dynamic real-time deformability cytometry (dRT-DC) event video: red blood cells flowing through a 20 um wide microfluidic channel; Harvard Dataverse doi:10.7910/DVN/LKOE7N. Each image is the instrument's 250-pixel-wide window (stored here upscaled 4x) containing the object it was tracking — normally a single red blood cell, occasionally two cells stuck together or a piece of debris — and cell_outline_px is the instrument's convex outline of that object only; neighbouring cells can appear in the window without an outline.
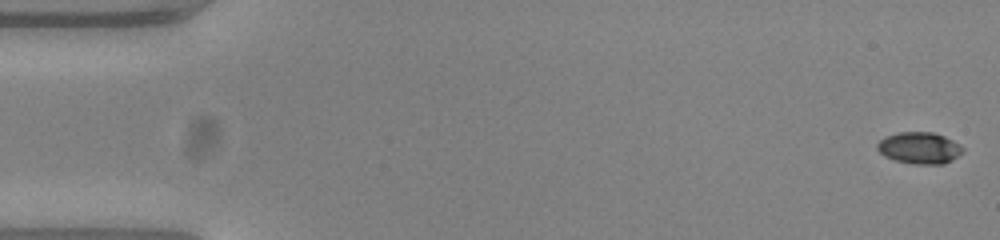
{"species": "common noctule bat (a hibernating species)", "species_latin": "Nyctalus noctula", "temperature_condition": "warm", "stored_images_in_passage": 54, "camera_frame_rate_fps": 3000, "um_per_image_px": 0.085, "animal": {"sex": "female", "body_mass_g": 23.0, "forearm_length_mm": 53.4}, "frame": {"image": 1, "passage_image": 1, "time_ms": 0.0, "image_size_px": [1000, 240], "cell_outline_px": [[964, 148], [952, 160], [944, 164], [912, 164], [896, 160], [884, 156], [876, 148], [876, 144], [884, 136], [900, 132], [932, 132], [944, 136], [952, 140]], "centroid_in_image_um": [78.11, 12.57], "position_along_channel_um": 6.9, "area_um2": 15.66}}
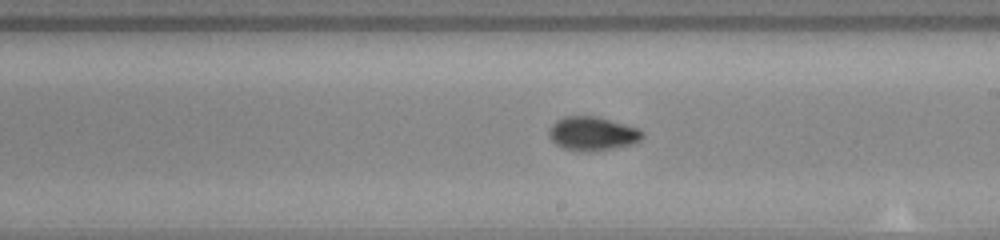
{"frame": {"image": 2, "passage_image": 31, "time_ms": 10.0, "image_size_px": [1000, 240], "cell_outline_px": [[644, 136], [640, 140], [632, 144], [592, 152], [580, 152], [564, 148], [556, 144], [548, 136], [548, 132], [552, 124], [556, 120], [564, 116], [596, 116], [624, 124], [636, 128], [644, 132]], "centroid_in_image_um": [50.33, 11.36], "position_along_channel_um": 238.7, "area_um2": 18.44}}
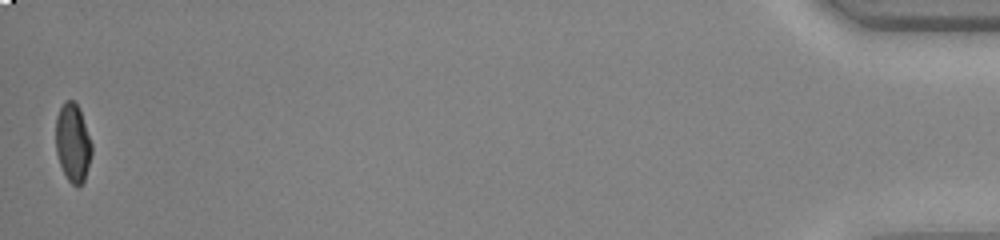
{"frame": {"image": 3, "passage_image": 54, "time_ms": 17.667, "image_size_px": [1000, 240], "cell_outline_px": [[92, 152], [84, 180], [76, 188], [68, 180], [60, 164], [56, 152], [56, 116], [64, 100], [72, 100], [80, 108], [92, 144]], "centroid_in_image_um": [6.19, 12.11], "position_along_channel_um": 429.0, "area_um2": 16.42}, "authors_computed_cell_mechanics": {"area_um2": 17.1088, "velocity_mm_per_s": 3.7825, "shape_relaxation_time_tau1_ms": 3.6316, "shape_relaxation_time_tau2_ms": 0.8972, "deformation_change_tau1": 0.1693, "deformation_change_tau2": 0.0416}}